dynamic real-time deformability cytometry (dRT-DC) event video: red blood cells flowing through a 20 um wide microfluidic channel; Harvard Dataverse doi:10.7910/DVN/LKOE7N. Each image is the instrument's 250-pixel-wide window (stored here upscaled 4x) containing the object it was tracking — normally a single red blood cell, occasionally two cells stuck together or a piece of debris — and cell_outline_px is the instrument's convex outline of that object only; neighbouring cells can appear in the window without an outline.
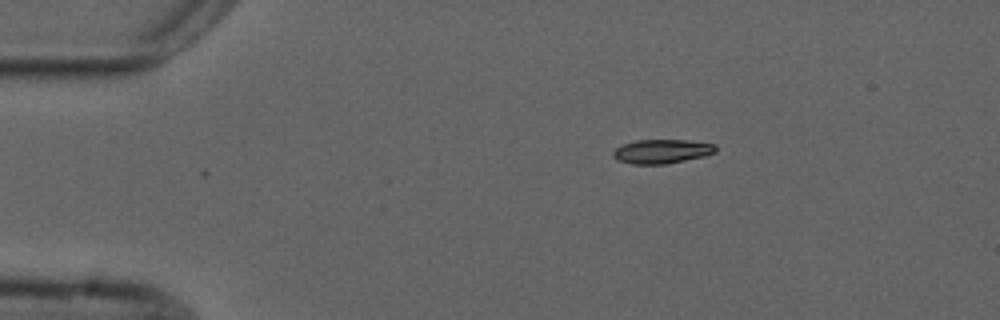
{"species": "common noctule bat (a hibernating species)", "species_latin": "Nyctalus noctula", "temperature_condition": "cold", "stored_images_in_passage": 3, "camera_frame_rate_fps": 3000, "um_per_image_px": 0.085, "animal": {"sex": "male", "forearm_length_mm": 52.5}, "frame": {"image": 1, "passage_image": 1, "time_ms": 0.0, "image_size_px": [1000, 320], "cell_outline_px": [[716, 152], [704, 156], [664, 164], [632, 164], [620, 160], [612, 156], [612, 152], [616, 148], [624, 144], [636, 140], [688, 140], [716, 144]], "centroid_in_image_um": [56.27, 12.86], "position_along_channel_um": 28.7, "area_um2": 14.28}}
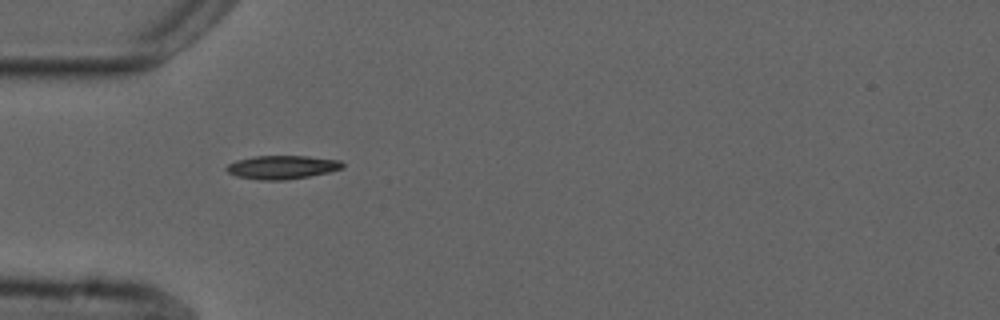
{"frame": {"image": 2, "passage_image": 3, "time_ms": 2.333, "image_size_px": [1000, 320], "cell_outline_px": [[344, 168], [328, 172], [308, 176], [284, 180], [260, 180], [236, 176], [228, 172], [224, 168], [228, 164], [236, 160], [256, 156], [308, 156], [340, 160], [344, 164]], "centroid_in_image_um": [23.97, 14.21], "position_along_channel_um": 61.0, "area_um2": 15.9}}